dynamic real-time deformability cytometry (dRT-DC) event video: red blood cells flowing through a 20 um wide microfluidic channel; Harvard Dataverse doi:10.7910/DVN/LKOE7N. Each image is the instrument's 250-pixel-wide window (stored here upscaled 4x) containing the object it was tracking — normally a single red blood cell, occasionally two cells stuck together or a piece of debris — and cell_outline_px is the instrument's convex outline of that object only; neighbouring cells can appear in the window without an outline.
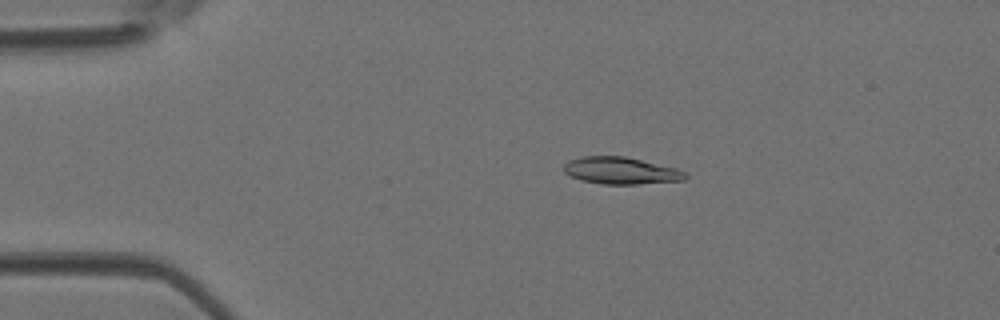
{"species": "Egyptian fruit bat (a non-hibernating species)", "species_latin": "Rousettus aegyptiacus", "temperature_condition": "room temperature", "stored_images_in_passage": 45, "camera_frame_rate_fps": 3000, "um_per_image_px": 0.085, "animal": {"sex": "female"}, "frame": {"image": 1, "passage_image": 9, "time_ms": 2.667, "image_size_px": [1000, 320], "cell_outline_px": [[688, 176], [684, 180], [640, 184], [604, 184], [580, 180], [564, 172], [564, 164], [568, 160], [580, 156], [624, 156], [676, 168], [684, 172]], "centroid_in_image_um": [52.75, 14.5], "position_along_channel_um": 32.2, "area_um2": 19.07}}
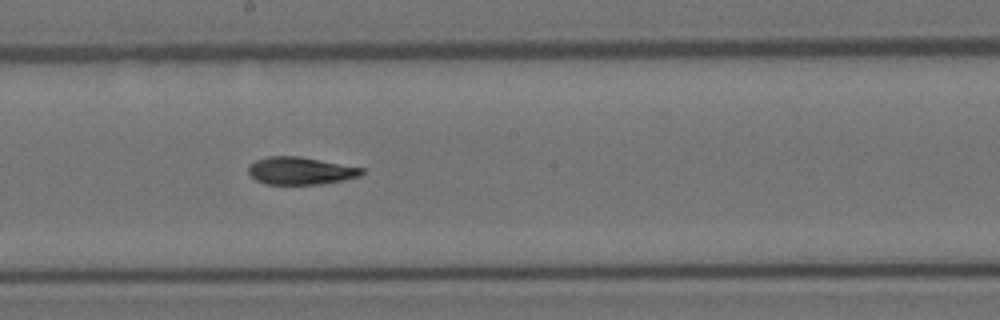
{"frame": {"image": 2, "passage_image": 25, "time_ms": 8.0, "image_size_px": [1000, 320], "cell_outline_px": [[364, 172], [360, 176], [324, 184], [264, 184], [256, 180], [248, 172], [248, 164], [256, 160], [268, 156], [300, 156], [364, 168]], "centroid_in_image_um": [25.53, 14.51], "position_along_channel_um": 222.7, "area_um2": 18.26}}
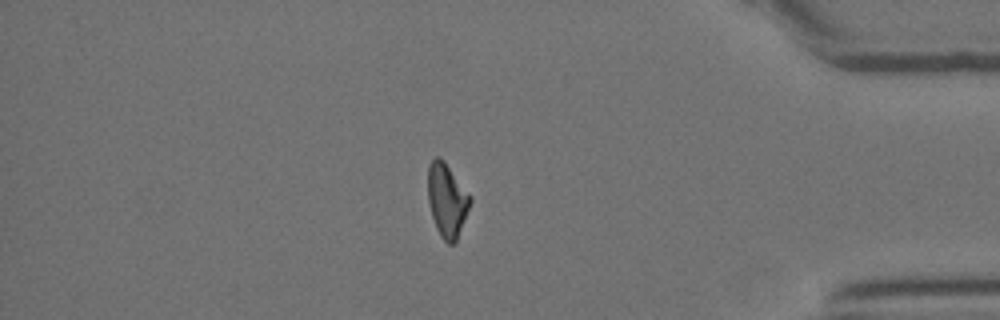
{"frame": {"image": 3, "passage_image": 39, "time_ms": 12.667, "image_size_px": [1000, 320], "cell_outline_px": [[472, 200], [456, 240], [452, 244], [448, 244], [440, 236], [436, 228], [432, 216], [428, 200], [428, 164], [436, 156], [440, 156], [444, 160], [472, 196]], "centroid_in_image_um": [37.99, 16.97], "position_along_channel_um": 397.2, "area_um2": 18.15}}